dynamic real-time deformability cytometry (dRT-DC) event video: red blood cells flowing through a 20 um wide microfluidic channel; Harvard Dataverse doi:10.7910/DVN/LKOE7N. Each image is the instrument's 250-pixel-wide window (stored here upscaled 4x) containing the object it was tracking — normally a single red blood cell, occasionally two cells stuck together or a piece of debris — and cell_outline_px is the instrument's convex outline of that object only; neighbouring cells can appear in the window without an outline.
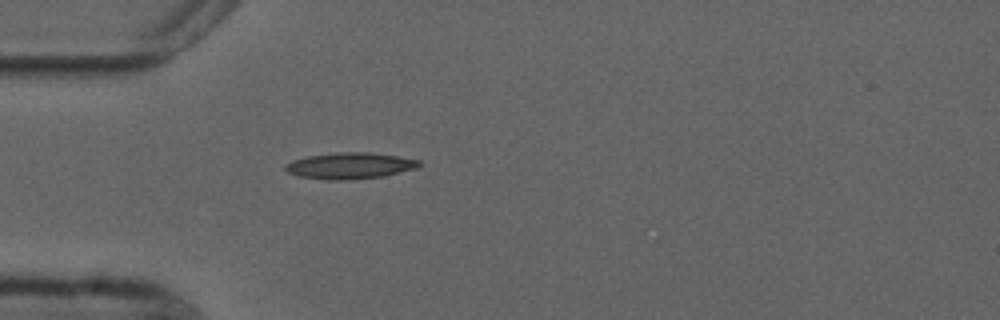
{"species": "common noctule bat (a hibernating species)", "species_latin": "Nyctalus noctula", "temperature_condition": "cold", "stored_images_in_passage": 3, "camera_frame_rate_fps": 3000, "um_per_image_px": 0.085, "animal": {"sex": "male", "forearm_length_mm": 52.5}, "frame": {"image": 1, "passage_image": 3, "time_ms": 2.333, "image_size_px": [1000, 320], "cell_outline_px": [[424, 164], [416, 168], [380, 176], [344, 180], [328, 180], [300, 176], [288, 172], [284, 168], [284, 164], [292, 160], [308, 156], [336, 152], [368, 152], [396, 156], [420, 160]], "centroid_in_image_um": [29.72, 14.07], "position_along_channel_um": 55.3, "area_um2": 20.29}}